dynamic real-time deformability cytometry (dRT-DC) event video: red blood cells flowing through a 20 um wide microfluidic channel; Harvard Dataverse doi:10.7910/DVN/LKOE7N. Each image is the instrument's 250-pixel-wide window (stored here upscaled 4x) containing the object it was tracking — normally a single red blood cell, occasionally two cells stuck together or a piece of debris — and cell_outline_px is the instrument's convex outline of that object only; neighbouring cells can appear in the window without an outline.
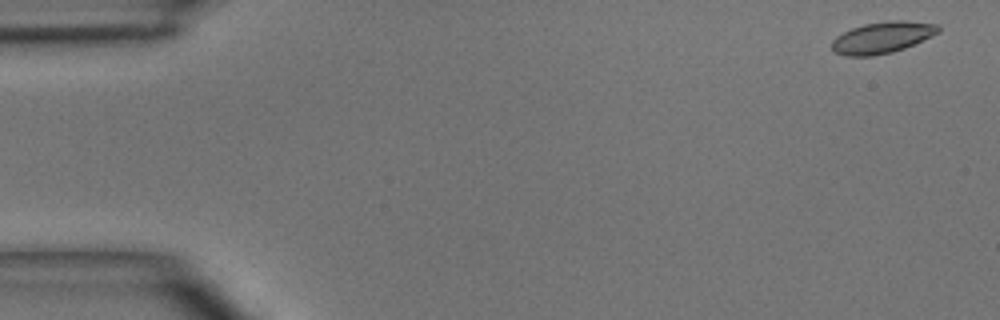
{"species": "common noctule bat (a hibernating species)", "species_latin": "Nyctalus noctula", "temperature_condition": "room temperature", "stored_images_in_passage": 4, "segment_of_instrument_passage": [2, 2], "camera_frame_rate_fps": 3000, "um_per_image_px": 0.085, "animal": {"sex": "male", "body_mass_g": 15.6}, "frame": {"image": 1, "passage_image": 4, "time_ms": 3.333, "image_size_px": [1000, 320], "cell_outline_px": [[940, 32], [904, 48], [892, 52], [872, 56], [848, 56], [836, 52], [832, 48], [832, 40], [836, 36], [852, 28], [864, 24], [896, 20], [904, 20], [940, 24]], "centroid_in_image_um": [75.02, 3.18], "position_along_channel_um": 10.0, "area_um2": 19.36}}